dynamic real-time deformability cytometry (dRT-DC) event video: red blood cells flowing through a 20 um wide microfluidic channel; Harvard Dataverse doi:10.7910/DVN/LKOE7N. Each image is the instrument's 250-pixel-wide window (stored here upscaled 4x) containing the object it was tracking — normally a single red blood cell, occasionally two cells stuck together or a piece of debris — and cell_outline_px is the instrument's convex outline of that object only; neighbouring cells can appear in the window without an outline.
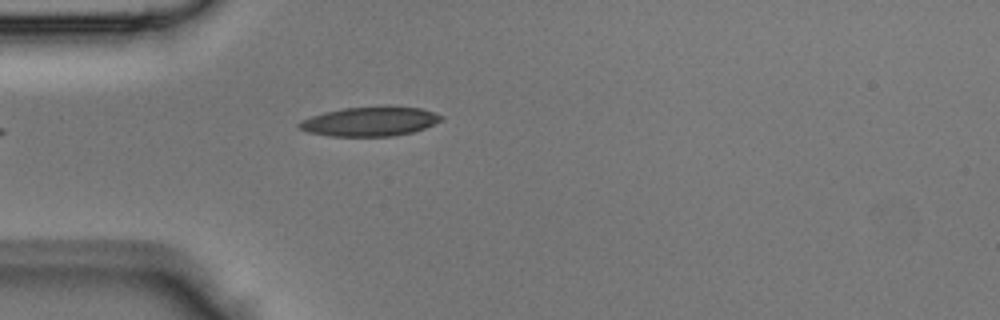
{"species": "Egyptian fruit bat (a non-hibernating species)", "species_latin": "Rousettus aegyptiacus", "temperature_condition": "room temperature", "stored_images_in_passage": 33, "camera_frame_rate_fps": 3000, "um_per_image_px": 0.085, "animal": {"sex": "male"}, "frame": {"image": 1, "passage_image": 1, "time_ms": 0.0, "image_size_px": [1000, 320], "cell_outline_px": [[444, 120], [424, 128], [412, 132], [392, 136], [332, 136], [308, 132], [296, 128], [296, 124], [300, 120], [324, 112], [344, 108], [380, 104], [420, 108], [444, 116]], "centroid_in_image_um": [31.44, 10.29], "position_along_channel_um": 53.6, "area_um2": 24.85}}
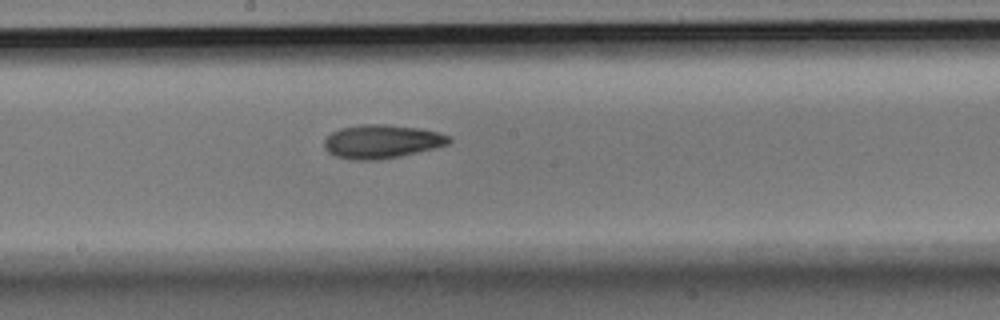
{"frame": {"image": 2, "passage_image": 12, "time_ms": 3.667, "image_size_px": [1000, 320], "cell_outline_px": [[452, 140], [448, 144], [436, 148], [400, 156], [376, 160], [356, 160], [336, 156], [328, 152], [324, 148], [324, 140], [332, 132], [340, 128], [364, 124], [384, 124], [416, 128], [436, 132], [452, 136]], "centroid_in_image_um": [32.45, 12.03], "position_along_channel_um": 215.7, "area_um2": 24.33}}
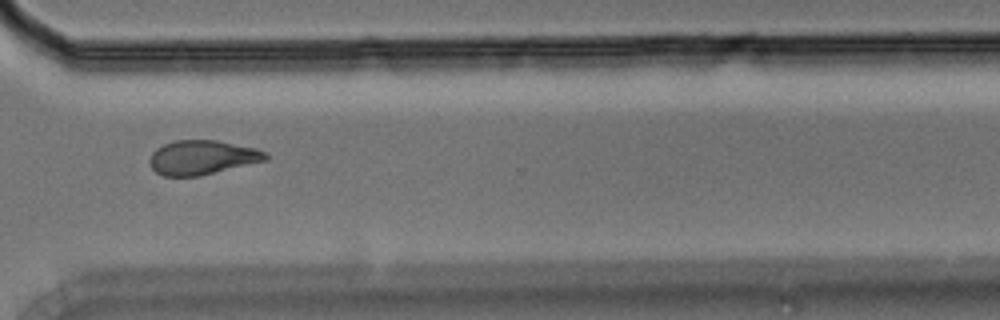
{"frame": {"image": 3, "passage_image": 21, "time_ms": 6.667, "image_size_px": [1000, 320], "cell_outline_px": [[268, 160], [200, 176], [164, 176], [156, 172], [148, 164], [148, 160], [152, 152], [156, 148], [164, 144], [176, 140], [216, 140], [256, 148], [268, 152]], "centroid_in_image_um": [17.19, 13.38], "position_along_channel_um": 353.4, "area_um2": 23.41}}